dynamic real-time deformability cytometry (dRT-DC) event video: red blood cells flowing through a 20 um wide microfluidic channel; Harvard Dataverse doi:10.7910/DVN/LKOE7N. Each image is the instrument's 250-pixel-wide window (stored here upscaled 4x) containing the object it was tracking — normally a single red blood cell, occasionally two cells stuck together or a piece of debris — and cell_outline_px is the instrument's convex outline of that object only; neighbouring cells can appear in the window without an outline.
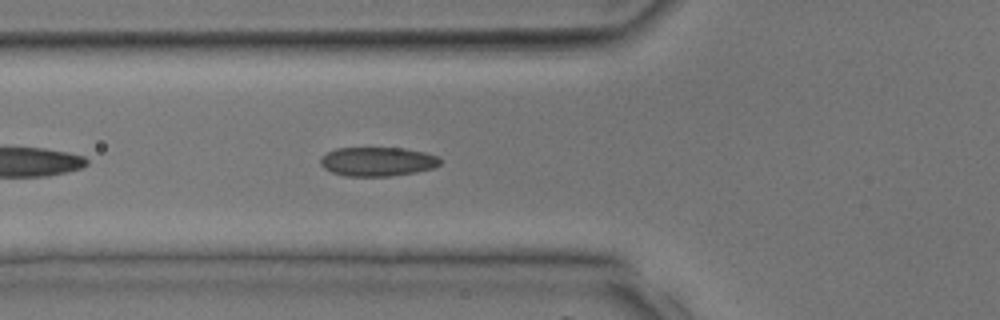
{"species": "common noctule bat (a hibernating species)", "species_latin": "Nyctalus noctula", "temperature_condition": "room temperature", "stored_images_in_passage": 38, "camera_frame_rate_fps": 3000, "um_per_image_px": 0.085, "animal": {"sex": "male", "body_mass_g": 17.9, "forearm_length_mm": 54.2}, "frame": {"image": 1, "passage_image": 14, "time_ms": 4.333, "image_size_px": [1000, 320], "cell_outline_px": [[440, 164], [432, 168], [416, 172], [388, 176], [344, 176], [332, 172], [324, 168], [320, 164], [320, 156], [336, 148], [404, 148], [424, 152], [440, 156]], "centroid_in_image_um": [32.07, 13.73], "position_along_channel_um": 93.7, "area_um2": 20.35}}
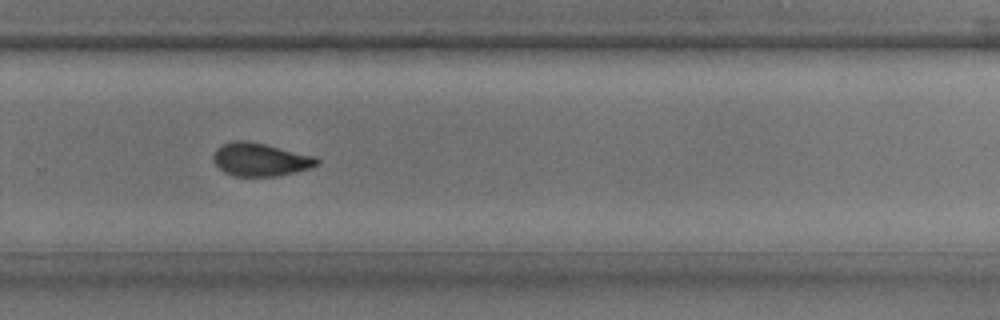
{"frame": {"image": 2, "passage_image": 26, "time_ms": 8.333, "image_size_px": [1000, 320], "cell_outline_px": [[320, 164], [308, 168], [276, 176], [236, 176], [224, 172], [216, 164], [212, 156], [216, 148], [220, 144], [232, 140], [248, 140], [316, 156], [320, 160]], "centroid_in_image_um": [22.1, 13.54], "position_along_channel_um": 307.7, "area_um2": 20.06}}
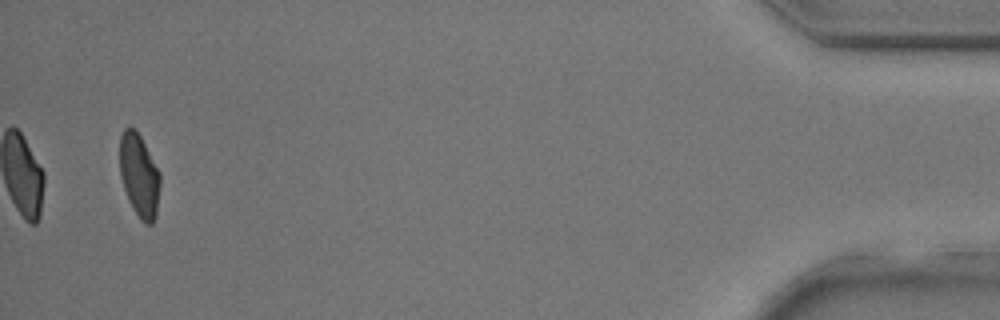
{"frame": {"image": 3, "passage_image": 37, "time_ms": 12.0, "image_size_px": [1000, 320], "cell_outline_px": [[160, 184], [156, 216], [152, 224], [148, 224], [140, 220], [132, 208], [128, 200], [120, 176], [120, 136], [124, 128], [132, 128], [140, 136], [160, 172]], "centroid_in_image_um": [11.83, 14.95], "position_along_channel_um": 423.4, "area_um2": 19.48}}